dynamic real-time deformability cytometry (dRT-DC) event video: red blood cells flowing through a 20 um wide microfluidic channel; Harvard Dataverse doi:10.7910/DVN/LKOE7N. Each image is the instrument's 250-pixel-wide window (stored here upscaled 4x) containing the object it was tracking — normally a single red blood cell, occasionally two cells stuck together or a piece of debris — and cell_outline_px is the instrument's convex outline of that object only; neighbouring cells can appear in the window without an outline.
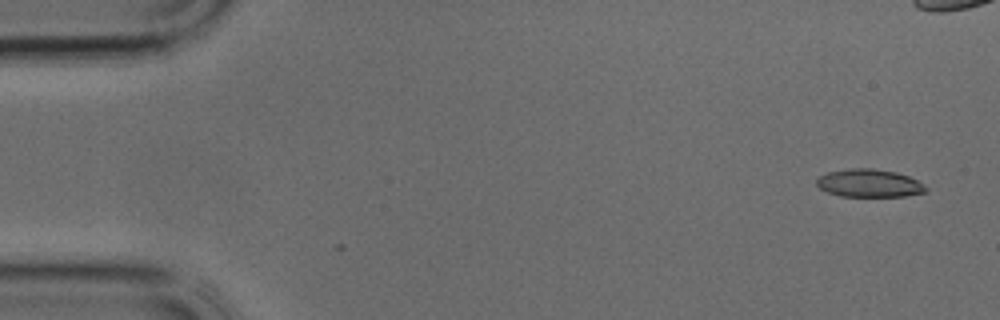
{"species": "common noctule bat (a hibernating species)", "species_latin": "Nyctalus noctula", "temperature_condition": "cold", "stored_images_in_passage": 2, "camera_frame_rate_fps": 3000, "um_per_image_px": 0.085, "animal": {"sex": "male", "body_mass_g": 17.9, "forearm_length_mm": 54.2}, "frame": {"image": 1, "passage_image": 2, "time_ms": 0.333, "image_size_px": [1000, 320], "cell_outline_px": [[928, 188], [924, 192], [904, 196], [840, 196], [828, 192], [820, 188], [816, 184], [816, 180], [820, 176], [828, 172], [852, 168], [872, 168], [896, 172], [908, 176], [924, 184]], "centroid_in_image_um": [73.88, 15.57], "position_along_channel_um": 11.1, "area_um2": 17.63}}